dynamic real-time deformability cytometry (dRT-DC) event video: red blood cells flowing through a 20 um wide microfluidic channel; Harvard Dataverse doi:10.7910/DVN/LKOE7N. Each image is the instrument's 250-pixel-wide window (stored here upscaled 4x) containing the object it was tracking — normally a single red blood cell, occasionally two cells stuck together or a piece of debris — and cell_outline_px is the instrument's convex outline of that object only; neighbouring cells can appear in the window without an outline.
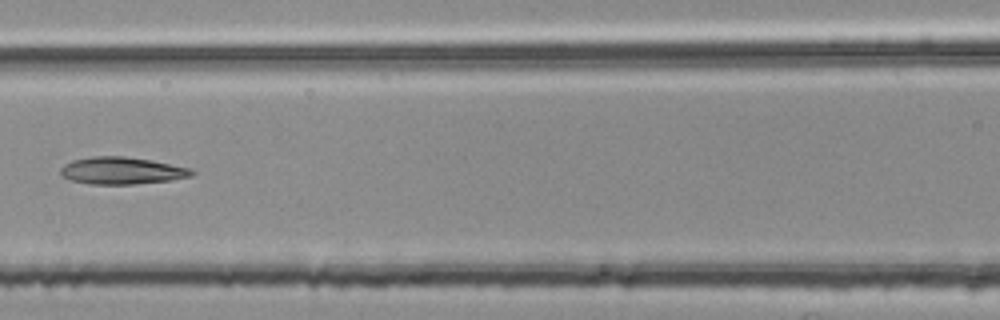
{"species": "common noctule bat (a hibernating species)", "species_latin": "Nyctalus noctula", "temperature_condition": "room temperature", "stored_images_in_passage": 7, "camera_frame_rate_fps": 3000, "um_per_image_px": 0.085, "animal": {"sex": "female", "body_mass_g": 25.1}, "frame": {"image": 1, "passage_image": 6, "time_ms": 1.667, "image_size_px": [1000, 320], "cell_outline_px": [[196, 172], [192, 176], [172, 180], [132, 184], [88, 184], [72, 180], [60, 176], [60, 168], [64, 164], [72, 160], [92, 156], [124, 156], [152, 160], [192, 168]], "centroid_in_image_um": [10.36, 14.5], "position_along_channel_um": 156.2, "area_um2": 20.98}}
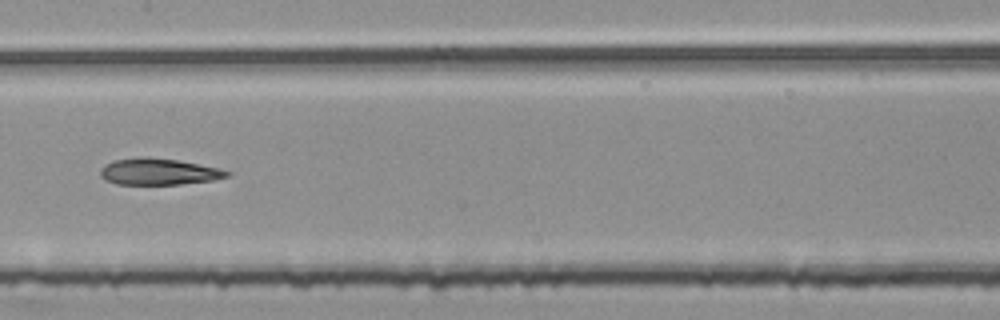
{"frame": {"image": 2, "passage_image": 7, "time_ms": 2.0, "image_size_px": [1000, 320], "cell_outline_px": [[232, 172], [228, 176], [212, 180], [180, 184], [116, 184], [104, 180], [100, 176], [100, 168], [104, 164], [112, 160], [176, 160], [200, 164], [220, 168]], "centroid_in_image_um": [13.5, 14.64], "position_along_channel_um": 193.9, "area_um2": 18.73}}